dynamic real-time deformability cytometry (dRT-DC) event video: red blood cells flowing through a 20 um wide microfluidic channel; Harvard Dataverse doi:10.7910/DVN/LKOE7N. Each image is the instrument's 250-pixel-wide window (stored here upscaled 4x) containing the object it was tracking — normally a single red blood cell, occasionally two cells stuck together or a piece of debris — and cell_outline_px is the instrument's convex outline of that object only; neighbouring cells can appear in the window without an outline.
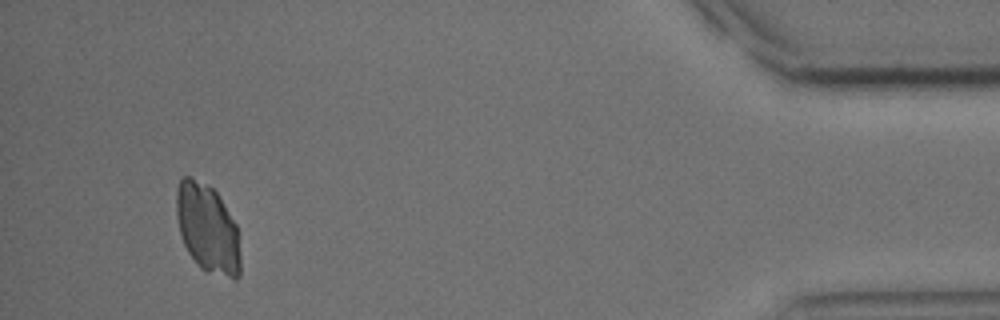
{"species": "common noctule bat (a hibernating species)", "species_latin": "Nyctalus noctula", "temperature_condition": "cold", "stored_images_in_passage": 37, "camera_frame_rate_fps": 3000, "um_per_image_px": 0.085, "animal": {"sex": "male", "body_mass_g": 15.6}, "frame": {"image": 1, "passage_image": 34, "time_ms": 11.0, "image_size_px": [1000, 320], "cell_outline_px": [[240, 276], [236, 280], [208, 272], [200, 268], [196, 264], [188, 252], [184, 244], [180, 232], [176, 216], [176, 192], [180, 176], [188, 176], [208, 184], [216, 192], [236, 224], [240, 256]], "centroid_in_image_um": [17.63, 19.43], "position_along_channel_um": 417.6, "area_um2": 33.23}}